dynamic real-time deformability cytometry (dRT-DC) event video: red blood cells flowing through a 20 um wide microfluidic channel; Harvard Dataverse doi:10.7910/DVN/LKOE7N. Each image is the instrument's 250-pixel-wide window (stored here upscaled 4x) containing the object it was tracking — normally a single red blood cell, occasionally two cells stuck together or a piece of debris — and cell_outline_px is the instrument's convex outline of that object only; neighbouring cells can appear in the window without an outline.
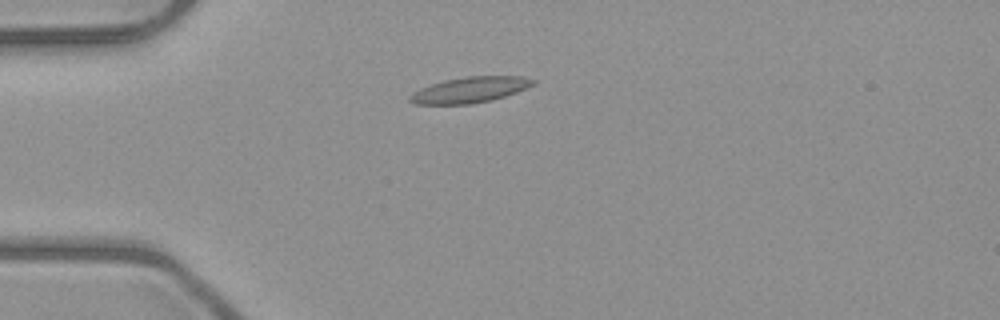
{"species": "common noctule bat (a hibernating species)", "species_latin": "Nyctalus noctula", "temperature_condition": "room temperature", "stored_images_in_passage": 3, "camera_frame_rate_fps": 3000, "um_per_image_px": 0.085, "animal": {"sex": "male", "body_mass_g": 23.1, "forearm_length_mm": 52.7}, "frame": {"image": 1, "passage_image": 2, "time_ms": 1.0, "image_size_px": [1000, 320], "cell_outline_px": [[536, 84], [516, 92], [492, 100], [468, 104], [416, 104], [408, 100], [408, 96], [412, 92], [420, 88], [444, 80], [464, 76], [520, 76], [536, 80]], "centroid_in_image_um": [39.93, 7.63], "position_along_channel_um": 45.1, "area_um2": 18.5}}
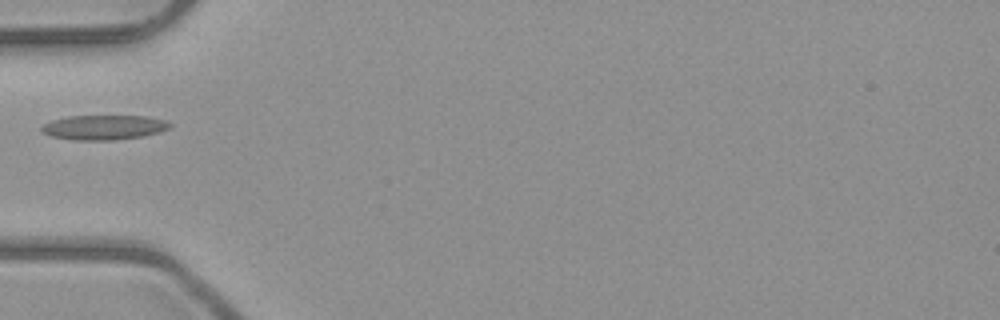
{"frame": {"image": 2, "passage_image": 3, "time_ms": 2.333, "image_size_px": [1000, 320], "cell_outline_px": [[172, 124], [168, 128], [160, 132], [140, 136], [112, 140], [72, 140], [52, 136], [40, 132], [40, 128], [44, 124], [52, 120], [68, 116], [148, 116], [168, 120]], "centroid_in_image_um": [8.82, 10.82], "position_along_channel_um": 76.2, "area_um2": 18.5}}